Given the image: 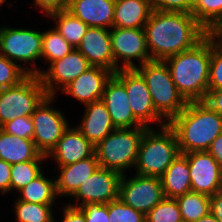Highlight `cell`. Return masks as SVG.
Wrapping results in <instances>:
<instances>
[{"label": "cell", "mask_w": 222, "mask_h": 222, "mask_svg": "<svg viewBox=\"0 0 222 222\" xmlns=\"http://www.w3.org/2000/svg\"><path fill=\"white\" fill-rule=\"evenodd\" d=\"M189 164L191 191L212 196L219 192L222 168L207 151L183 154Z\"/></svg>", "instance_id": "obj_15"}, {"label": "cell", "mask_w": 222, "mask_h": 222, "mask_svg": "<svg viewBox=\"0 0 222 222\" xmlns=\"http://www.w3.org/2000/svg\"><path fill=\"white\" fill-rule=\"evenodd\" d=\"M109 222H146L145 214L124 204L120 199L108 203Z\"/></svg>", "instance_id": "obj_35"}, {"label": "cell", "mask_w": 222, "mask_h": 222, "mask_svg": "<svg viewBox=\"0 0 222 222\" xmlns=\"http://www.w3.org/2000/svg\"><path fill=\"white\" fill-rule=\"evenodd\" d=\"M219 192L222 193V174H221V182H220V188H219Z\"/></svg>", "instance_id": "obj_48"}, {"label": "cell", "mask_w": 222, "mask_h": 222, "mask_svg": "<svg viewBox=\"0 0 222 222\" xmlns=\"http://www.w3.org/2000/svg\"><path fill=\"white\" fill-rule=\"evenodd\" d=\"M159 129L148 128L141 138L134 168L138 175L160 178L180 154L174 131L168 125Z\"/></svg>", "instance_id": "obj_4"}, {"label": "cell", "mask_w": 222, "mask_h": 222, "mask_svg": "<svg viewBox=\"0 0 222 222\" xmlns=\"http://www.w3.org/2000/svg\"><path fill=\"white\" fill-rule=\"evenodd\" d=\"M0 159L13 165L31 160H46L32 139L6 133L0 128Z\"/></svg>", "instance_id": "obj_23"}, {"label": "cell", "mask_w": 222, "mask_h": 222, "mask_svg": "<svg viewBox=\"0 0 222 222\" xmlns=\"http://www.w3.org/2000/svg\"><path fill=\"white\" fill-rule=\"evenodd\" d=\"M94 148L76 126L69 125L46 157L55 160L57 166H65L91 157L94 154Z\"/></svg>", "instance_id": "obj_18"}, {"label": "cell", "mask_w": 222, "mask_h": 222, "mask_svg": "<svg viewBox=\"0 0 222 222\" xmlns=\"http://www.w3.org/2000/svg\"><path fill=\"white\" fill-rule=\"evenodd\" d=\"M115 0H70L66 10L89 27L111 29Z\"/></svg>", "instance_id": "obj_20"}, {"label": "cell", "mask_w": 222, "mask_h": 222, "mask_svg": "<svg viewBox=\"0 0 222 222\" xmlns=\"http://www.w3.org/2000/svg\"><path fill=\"white\" fill-rule=\"evenodd\" d=\"M7 0H0V6L2 5V4H4V2H6Z\"/></svg>", "instance_id": "obj_49"}, {"label": "cell", "mask_w": 222, "mask_h": 222, "mask_svg": "<svg viewBox=\"0 0 222 222\" xmlns=\"http://www.w3.org/2000/svg\"><path fill=\"white\" fill-rule=\"evenodd\" d=\"M196 222H219V220L209 212L207 215L202 216Z\"/></svg>", "instance_id": "obj_47"}, {"label": "cell", "mask_w": 222, "mask_h": 222, "mask_svg": "<svg viewBox=\"0 0 222 222\" xmlns=\"http://www.w3.org/2000/svg\"><path fill=\"white\" fill-rule=\"evenodd\" d=\"M145 79L156 112L169 123L188 103L178 92L167 64L151 60L135 68Z\"/></svg>", "instance_id": "obj_5"}, {"label": "cell", "mask_w": 222, "mask_h": 222, "mask_svg": "<svg viewBox=\"0 0 222 222\" xmlns=\"http://www.w3.org/2000/svg\"><path fill=\"white\" fill-rule=\"evenodd\" d=\"M110 38L114 55V73L119 69H135L137 64L134 60L140 61L138 66L152 60L144 28L112 27Z\"/></svg>", "instance_id": "obj_9"}, {"label": "cell", "mask_w": 222, "mask_h": 222, "mask_svg": "<svg viewBox=\"0 0 222 222\" xmlns=\"http://www.w3.org/2000/svg\"><path fill=\"white\" fill-rule=\"evenodd\" d=\"M84 106V116L76 128L95 147L115 127L105 104L101 100L88 103Z\"/></svg>", "instance_id": "obj_21"}, {"label": "cell", "mask_w": 222, "mask_h": 222, "mask_svg": "<svg viewBox=\"0 0 222 222\" xmlns=\"http://www.w3.org/2000/svg\"><path fill=\"white\" fill-rule=\"evenodd\" d=\"M44 160H31L11 165L10 192L18 191L34 180L43 171Z\"/></svg>", "instance_id": "obj_32"}, {"label": "cell", "mask_w": 222, "mask_h": 222, "mask_svg": "<svg viewBox=\"0 0 222 222\" xmlns=\"http://www.w3.org/2000/svg\"><path fill=\"white\" fill-rule=\"evenodd\" d=\"M11 164L0 159V191L1 194L10 192Z\"/></svg>", "instance_id": "obj_42"}, {"label": "cell", "mask_w": 222, "mask_h": 222, "mask_svg": "<svg viewBox=\"0 0 222 222\" xmlns=\"http://www.w3.org/2000/svg\"><path fill=\"white\" fill-rule=\"evenodd\" d=\"M121 177L122 175L118 172L98 167L70 196L71 198L74 197L76 204L70 201L68 205L80 208L86 203L108 204L119 199Z\"/></svg>", "instance_id": "obj_13"}, {"label": "cell", "mask_w": 222, "mask_h": 222, "mask_svg": "<svg viewBox=\"0 0 222 222\" xmlns=\"http://www.w3.org/2000/svg\"><path fill=\"white\" fill-rule=\"evenodd\" d=\"M204 102L222 117V89L208 91Z\"/></svg>", "instance_id": "obj_43"}, {"label": "cell", "mask_w": 222, "mask_h": 222, "mask_svg": "<svg viewBox=\"0 0 222 222\" xmlns=\"http://www.w3.org/2000/svg\"><path fill=\"white\" fill-rule=\"evenodd\" d=\"M54 100V97L47 96L31 115L34 125L32 140L37 149L46 156L56 146L63 132L69 127L63 113L58 109L52 108L51 105Z\"/></svg>", "instance_id": "obj_11"}, {"label": "cell", "mask_w": 222, "mask_h": 222, "mask_svg": "<svg viewBox=\"0 0 222 222\" xmlns=\"http://www.w3.org/2000/svg\"><path fill=\"white\" fill-rule=\"evenodd\" d=\"M113 73L102 67L91 66L61 92L73 96L83 105L101 100L106 82Z\"/></svg>", "instance_id": "obj_19"}, {"label": "cell", "mask_w": 222, "mask_h": 222, "mask_svg": "<svg viewBox=\"0 0 222 222\" xmlns=\"http://www.w3.org/2000/svg\"><path fill=\"white\" fill-rule=\"evenodd\" d=\"M44 175V172H42L34 180L18 190L17 192L21 196L17 197V200L36 204H55V200L58 197L55 178L49 179Z\"/></svg>", "instance_id": "obj_26"}, {"label": "cell", "mask_w": 222, "mask_h": 222, "mask_svg": "<svg viewBox=\"0 0 222 222\" xmlns=\"http://www.w3.org/2000/svg\"><path fill=\"white\" fill-rule=\"evenodd\" d=\"M3 131L13 136L32 139L34 135V125L31 116L17 117L13 121H8L0 127Z\"/></svg>", "instance_id": "obj_37"}, {"label": "cell", "mask_w": 222, "mask_h": 222, "mask_svg": "<svg viewBox=\"0 0 222 222\" xmlns=\"http://www.w3.org/2000/svg\"><path fill=\"white\" fill-rule=\"evenodd\" d=\"M190 170L187 158L179 154L160 177L165 198H176L191 192Z\"/></svg>", "instance_id": "obj_25"}, {"label": "cell", "mask_w": 222, "mask_h": 222, "mask_svg": "<svg viewBox=\"0 0 222 222\" xmlns=\"http://www.w3.org/2000/svg\"><path fill=\"white\" fill-rule=\"evenodd\" d=\"M76 49L91 66L105 68L114 74V55L109 29L89 27Z\"/></svg>", "instance_id": "obj_17"}, {"label": "cell", "mask_w": 222, "mask_h": 222, "mask_svg": "<svg viewBox=\"0 0 222 222\" xmlns=\"http://www.w3.org/2000/svg\"><path fill=\"white\" fill-rule=\"evenodd\" d=\"M191 14L209 31L222 20V0H194Z\"/></svg>", "instance_id": "obj_31"}, {"label": "cell", "mask_w": 222, "mask_h": 222, "mask_svg": "<svg viewBox=\"0 0 222 222\" xmlns=\"http://www.w3.org/2000/svg\"><path fill=\"white\" fill-rule=\"evenodd\" d=\"M146 222H183L176 199L164 198L146 215Z\"/></svg>", "instance_id": "obj_33"}, {"label": "cell", "mask_w": 222, "mask_h": 222, "mask_svg": "<svg viewBox=\"0 0 222 222\" xmlns=\"http://www.w3.org/2000/svg\"><path fill=\"white\" fill-rule=\"evenodd\" d=\"M148 127L115 128L95 148L99 167L127 174L125 170L135 167L139 144Z\"/></svg>", "instance_id": "obj_6"}, {"label": "cell", "mask_w": 222, "mask_h": 222, "mask_svg": "<svg viewBox=\"0 0 222 222\" xmlns=\"http://www.w3.org/2000/svg\"><path fill=\"white\" fill-rule=\"evenodd\" d=\"M27 76L18 64L0 54V89L16 86Z\"/></svg>", "instance_id": "obj_34"}, {"label": "cell", "mask_w": 222, "mask_h": 222, "mask_svg": "<svg viewBox=\"0 0 222 222\" xmlns=\"http://www.w3.org/2000/svg\"><path fill=\"white\" fill-rule=\"evenodd\" d=\"M208 35L213 39L214 43L222 48V20L208 31Z\"/></svg>", "instance_id": "obj_46"}, {"label": "cell", "mask_w": 222, "mask_h": 222, "mask_svg": "<svg viewBox=\"0 0 222 222\" xmlns=\"http://www.w3.org/2000/svg\"><path fill=\"white\" fill-rule=\"evenodd\" d=\"M56 22L54 26L69 44L76 49L81 43L89 26L82 20L73 16L69 11L63 10L48 16Z\"/></svg>", "instance_id": "obj_27"}, {"label": "cell", "mask_w": 222, "mask_h": 222, "mask_svg": "<svg viewBox=\"0 0 222 222\" xmlns=\"http://www.w3.org/2000/svg\"><path fill=\"white\" fill-rule=\"evenodd\" d=\"M101 101L115 128L145 127L134 117L125 86L114 75L106 82Z\"/></svg>", "instance_id": "obj_16"}, {"label": "cell", "mask_w": 222, "mask_h": 222, "mask_svg": "<svg viewBox=\"0 0 222 222\" xmlns=\"http://www.w3.org/2000/svg\"><path fill=\"white\" fill-rule=\"evenodd\" d=\"M152 11L149 0H115L112 27L144 28Z\"/></svg>", "instance_id": "obj_24"}, {"label": "cell", "mask_w": 222, "mask_h": 222, "mask_svg": "<svg viewBox=\"0 0 222 222\" xmlns=\"http://www.w3.org/2000/svg\"><path fill=\"white\" fill-rule=\"evenodd\" d=\"M152 10L191 14L194 0H149Z\"/></svg>", "instance_id": "obj_38"}, {"label": "cell", "mask_w": 222, "mask_h": 222, "mask_svg": "<svg viewBox=\"0 0 222 222\" xmlns=\"http://www.w3.org/2000/svg\"><path fill=\"white\" fill-rule=\"evenodd\" d=\"M175 133L180 154L207 151L222 133V117L204 101H190L167 124Z\"/></svg>", "instance_id": "obj_2"}, {"label": "cell", "mask_w": 222, "mask_h": 222, "mask_svg": "<svg viewBox=\"0 0 222 222\" xmlns=\"http://www.w3.org/2000/svg\"><path fill=\"white\" fill-rule=\"evenodd\" d=\"M34 6L40 8L44 15L50 16L51 14L59 11L66 10L68 2L66 0H33Z\"/></svg>", "instance_id": "obj_40"}, {"label": "cell", "mask_w": 222, "mask_h": 222, "mask_svg": "<svg viewBox=\"0 0 222 222\" xmlns=\"http://www.w3.org/2000/svg\"><path fill=\"white\" fill-rule=\"evenodd\" d=\"M53 204H36L16 200L14 213L16 222H54Z\"/></svg>", "instance_id": "obj_30"}, {"label": "cell", "mask_w": 222, "mask_h": 222, "mask_svg": "<svg viewBox=\"0 0 222 222\" xmlns=\"http://www.w3.org/2000/svg\"><path fill=\"white\" fill-rule=\"evenodd\" d=\"M175 199L183 222H196L210 212V196L191 191Z\"/></svg>", "instance_id": "obj_28"}, {"label": "cell", "mask_w": 222, "mask_h": 222, "mask_svg": "<svg viewBox=\"0 0 222 222\" xmlns=\"http://www.w3.org/2000/svg\"><path fill=\"white\" fill-rule=\"evenodd\" d=\"M211 37L207 35L190 50L163 60L178 92L187 101H204L208 93Z\"/></svg>", "instance_id": "obj_3"}, {"label": "cell", "mask_w": 222, "mask_h": 222, "mask_svg": "<svg viewBox=\"0 0 222 222\" xmlns=\"http://www.w3.org/2000/svg\"><path fill=\"white\" fill-rule=\"evenodd\" d=\"M47 70L38 75L48 96L56 97L74 79L91 67L87 59L77 50H72L64 58L53 61ZM58 89V90H56Z\"/></svg>", "instance_id": "obj_14"}, {"label": "cell", "mask_w": 222, "mask_h": 222, "mask_svg": "<svg viewBox=\"0 0 222 222\" xmlns=\"http://www.w3.org/2000/svg\"><path fill=\"white\" fill-rule=\"evenodd\" d=\"M207 152L217 161L222 168V133L212 142Z\"/></svg>", "instance_id": "obj_45"}, {"label": "cell", "mask_w": 222, "mask_h": 222, "mask_svg": "<svg viewBox=\"0 0 222 222\" xmlns=\"http://www.w3.org/2000/svg\"><path fill=\"white\" fill-rule=\"evenodd\" d=\"M122 175L119 185V199L134 210L145 215L165 196L159 177L141 176L135 173L132 178Z\"/></svg>", "instance_id": "obj_12"}, {"label": "cell", "mask_w": 222, "mask_h": 222, "mask_svg": "<svg viewBox=\"0 0 222 222\" xmlns=\"http://www.w3.org/2000/svg\"><path fill=\"white\" fill-rule=\"evenodd\" d=\"M47 96L38 75H28L18 85L0 89V127L17 117L31 116Z\"/></svg>", "instance_id": "obj_8"}, {"label": "cell", "mask_w": 222, "mask_h": 222, "mask_svg": "<svg viewBox=\"0 0 222 222\" xmlns=\"http://www.w3.org/2000/svg\"><path fill=\"white\" fill-rule=\"evenodd\" d=\"M210 213L215 216L219 222H222V193L217 192L210 196Z\"/></svg>", "instance_id": "obj_44"}, {"label": "cell", "mask_w": 222, "mask_h": 222, "mask_svg": "<svg viewBox=\"0 0 222 222\" xmlns=\"http://www.w3.org/2000/svg\"><path fill=\"white\" fill-rule=\"evenodd\" d=\"M63 220L61 222H86L83 211L80 208L64 205L62 209ZM55 222V217H54Z\"/></svg>", "instance_id": "obj_41"}, {"label": "cell", "mask_w": 222, "mask_h": 222, "mask_svg": "<svg viewBox=\"0 0 222 222\" xmlns=\"http://www.w3.org/2000/svg\"><path fill=\"white\" fill-rule=\"evenodd\" d=\"M99 167L95 153L84 160L65 166H58L59 176L55 178L57 196H70L79 188L82 182L90 177Z\"/></svg>", "instance_id": "obj_22"}, {"label": "cell", "mask_w": 222, "mask_h": 222, "mask_svg": "<svg viewBox=\"0 0 222 222\" xmlns=\"http://www.w3.org/2000/svg\"><path fill=\"white\" fill-rule=\"evenodd\" d=\"M86 222H109L108 204L86 203L81 206Z\"/></svg>", "instance_id": "obj_39"}, {"label": "cell", "mask_w": 222, "mask_h": 222, "mask_svg": "<svg viewBox=\"0 0 222 222\" xmlns=\"http://www.w3.org/2000/svg\"><path fill=\"white\" fill-rule=\"evenodd\" d=\"M152 60L190 50L201 42L208 31L189 13L153 10L144 26Z\"/></svg>", "instance_id": "obj_1"}, {"label": "cell", "mask_w": 222, "mask_h": 222, "mask_svg": "<svg viewBox=\"0 0 222 222\" xmlns=\"http://www.w3.org/2000/svg\"><path fill=\"white\" fill-rule=\"evenodd\" d=\"M113 75L125 86L133 115L143 126L168 124L156 112L146 81L136 69H119Z\"/></svg>", "instance_id": "obj_10"}, {"label": "cell", "mask_w": 222, "mask_h": 222, "mask_svg": "<svg viewBox=\"0 0 222 222\" xmlns=\"http://www.w3.org/2000/svg\"><path fill=\"white\" fill-rule=\"evenodd\" d=\"M72 50L74 48L55 28L43 32L41 58L46 59V62L64 58Z\"/></svg>", "instance_id": "obj_29"}, {"label": "cell", "mask_w": 222, "mask_h": 222, "mask_svg": "<svg viewBox=\"0 0 222 222\" xmlns=\"http://www.w3.org/2000/svg\"><path fill=\"white\" fill-rule=\"evenodd\" d=\"M222 89V48L211 38L208 91Z\"/></svg>", "instance_id": "obj_36"}, {"label": "cell", "mask_w": 222, "mask_h": 222, "mask_svg": "<svg viewBox=\"0 0 222 222\" xmlns=\"http://www.w3.org/2000/svg\"><path fill=\"white\" fill-rule=\"evenodd\" d=\"M42 35L43 32L33 29L0 26V54L18 64L28 75H39L41 70L35 62L41 59ZM27 62H32L33 68Z\"/></svg>", "instance_id": "obj_7"}]
</instances>
